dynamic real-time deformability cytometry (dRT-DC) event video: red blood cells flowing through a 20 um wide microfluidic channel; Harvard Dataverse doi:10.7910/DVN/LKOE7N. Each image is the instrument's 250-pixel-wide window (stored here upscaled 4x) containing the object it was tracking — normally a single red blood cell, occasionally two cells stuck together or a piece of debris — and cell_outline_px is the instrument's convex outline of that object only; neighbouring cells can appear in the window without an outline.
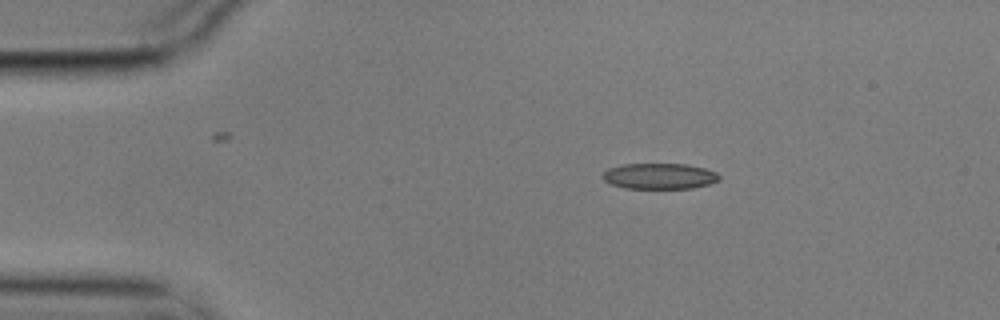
{"species": "common noctule bat (a hibernating species)", "species_latin": "Nyctalus noctula", "temperature_condition": "cold", "stored_images_in_passage": 4, "camera_frame_rate_fps": 3000, "um_per_image_px": 0.085, "animal": {"sex": "male", "body_mass_g": 17.9}, "frame": {"image": 1, "passage_image": 1, "time_ms": 0.0, "image_size_px": [1000, 320], "cell_outline_px": [[720, 180], [708, 184], [692, 188], [624, 188], [612, 184], [604, 180], [600, 176], [608, 168], [620, 164], [688, 164], [704, 168], [716, 172], [720, 176]], "centroid_in_image_um": [56.04, 14.96], "position_along_channel_um": 29.0, "area_um2": 17.57}}
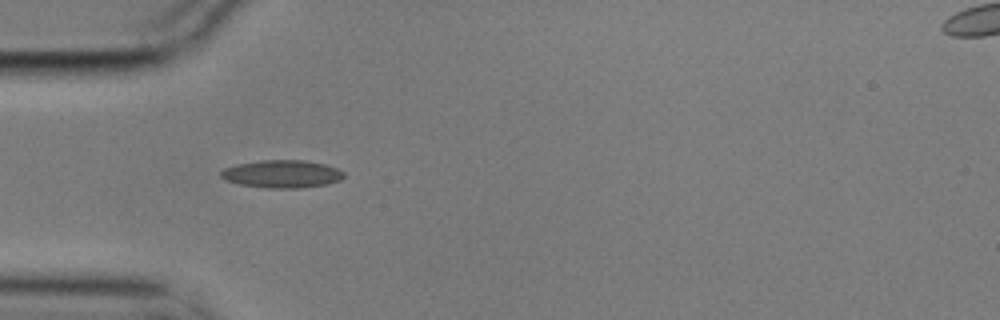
{"frame": {"image": 2, "passage_image": 3, "time_ms": 0.667, "image_size_px": [1000, 320], "cell_outline_px": [[344, 176], [340, 180], [328, 184], [300, 188], [264, 188], [240, 184], [224, 180], [220, 176], [220, 172], [224, 168], [236, 164], [260, 160], [304, 160], [324, 164], [336, 168], [344, 172]], "centroid_in_image_um": [23.94, 14.79], "position_along_channel_um": 61.1, "area_um2": 20.0}}
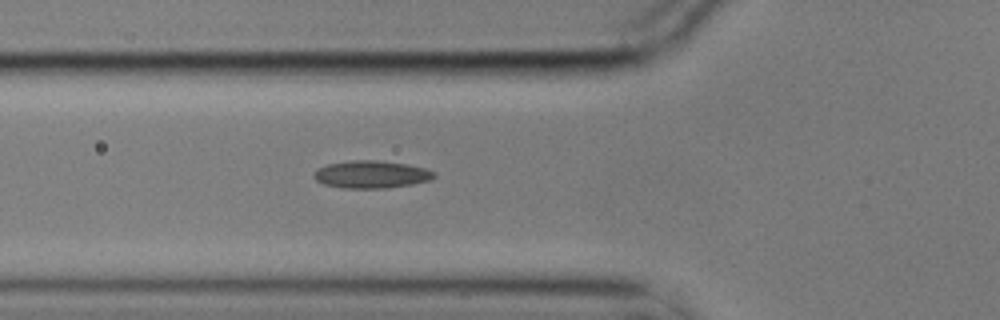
{"frame": {"image": 3, "passage_image": 4, "time_ms": 1.0, "image_size_px": [1000, 320], "cell_outline_px": [[436, 176], [432, 180], [412, 184], [388, 188], [340, 188], [324, 184], [316, 180], [312, 176], [320, 168], [328, 164], [352, 160], [380, 160], [408, 164], [424, 168], [436, 172]], "centroid_in_image_um": [31.61, 14.83], "position_along_channel_um": 94.2, "area_um2": 19.36}}